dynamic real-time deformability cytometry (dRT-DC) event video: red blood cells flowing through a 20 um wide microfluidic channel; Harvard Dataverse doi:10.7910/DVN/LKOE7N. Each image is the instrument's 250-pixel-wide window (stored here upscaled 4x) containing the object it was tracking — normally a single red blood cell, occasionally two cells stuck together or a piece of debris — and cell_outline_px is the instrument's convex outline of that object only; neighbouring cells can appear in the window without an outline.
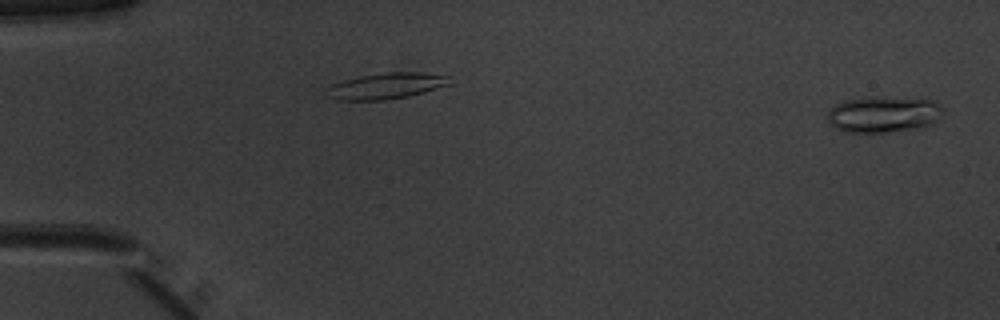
{"species": "common noctule bat (a hibernating species)", "species_latin": "Nyctalus noctula", "temperature_condition": "warm", "stored_images_in_passage": 14, "camera_frame_rate_fps": 3000, "um_per_image_px": 0.085, "animal": {"sex": "male", "body_mass_g": 20.1, "forearm_length_mm": 53.5}, "frame": {"image": 1, "passage_image": 1, "time_ms": 0.0, "image_size_px": [1000, 320], "cell_outline_px": [[944, 112], [932, 124], [916, 128], [888, 132], [844, 132], [836, 128], [828, 120], [828, 112], [836, 104], [844, 100], [932, 100], [944, 108]], "centroid_in_image_um": [75.1, 9.78], "position_along_channel_um": 9.9, "area_um2": 23.0}}